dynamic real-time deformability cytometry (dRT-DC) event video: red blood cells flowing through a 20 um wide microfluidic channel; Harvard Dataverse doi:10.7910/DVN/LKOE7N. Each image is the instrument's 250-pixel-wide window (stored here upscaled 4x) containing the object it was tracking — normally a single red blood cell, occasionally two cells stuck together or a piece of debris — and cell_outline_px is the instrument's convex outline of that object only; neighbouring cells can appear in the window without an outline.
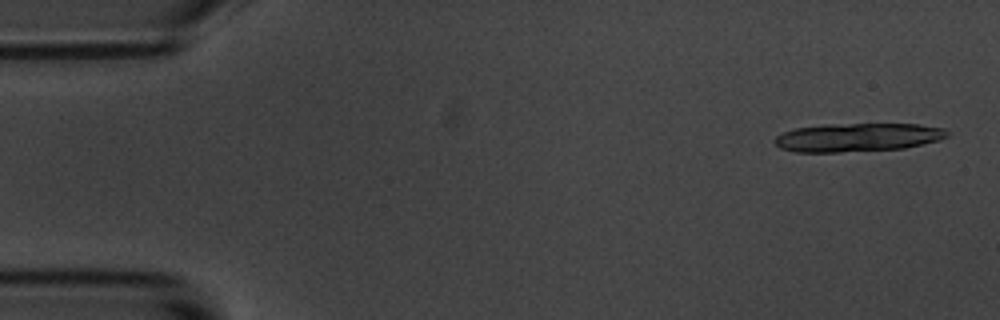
{"species": "common noctule bat (a hibernating species)", "species_latin": "Nyctalus noctula", "temperature_condition": "room temperature", "stored_images_in_passage": 4, "camera_frame_rate_fps": 3000, "um_per_image_px": 0.085, "animal": {"sex": "male", "body_mass_g": 20.1, "forearm_length_mm": 53.5}, "frame": {"image": 1, "passage_image": 1, "time_ms": 0.0, "image_size_px": [1000, 320], "cell_outline_px": [[948, 136], [940, 140], [904, 148], [840, 152], [796, 152], [780, 148], [772, 140], [776, 136], [784, 132], [796, 128], [824, 124], [920, 124], [944, 128], [948, 132]], "centroid_in_image_um": [72.9, 11.67], "position_along_channel_um": 12.1, "area_um2": 28.67}}